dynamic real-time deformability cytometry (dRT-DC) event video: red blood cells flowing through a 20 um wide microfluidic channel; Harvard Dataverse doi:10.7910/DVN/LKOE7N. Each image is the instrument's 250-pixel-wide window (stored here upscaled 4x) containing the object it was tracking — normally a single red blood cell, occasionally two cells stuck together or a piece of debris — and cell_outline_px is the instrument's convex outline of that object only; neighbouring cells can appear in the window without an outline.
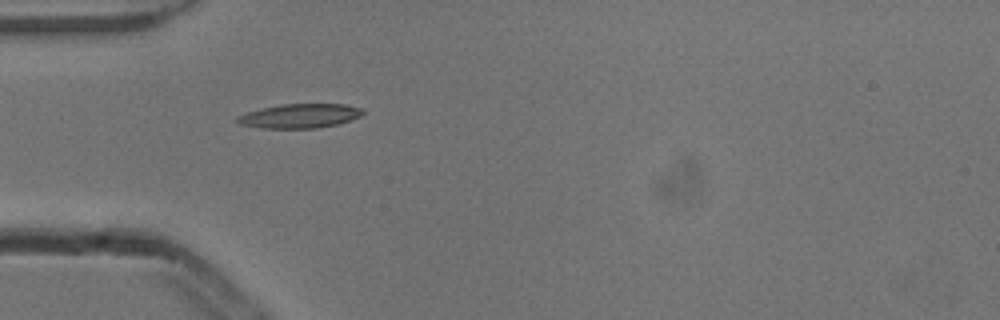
{"species": "common noctule bat (a hibernating species)", "species_latin": "Nyctalus noctula", "temperature_condition": "cold", "stored_images_in_passage": 2, "camera_frame_rate_fps": 3000, "um_per_image_px": 0.085, "animal": {"sex": "male", "body_mass_g": 13.3}, "frame": {"image": 1, "passage_image": 1, "time_ms": 0.0, "image_size_px": [1000, 320], "cell_outline_px": [[364, 112], [360, 116], [352, 120], [336, 124], [316, 128], [260, 128], [240, 124], [236, 120], [236, 116], [260, 108], [280, 104], [344, 104], [360, 108]], "centroid_in_image_um": [25.45, 9.85], "position_along_channel_um": 59.5, "area_um2": 17.69}}
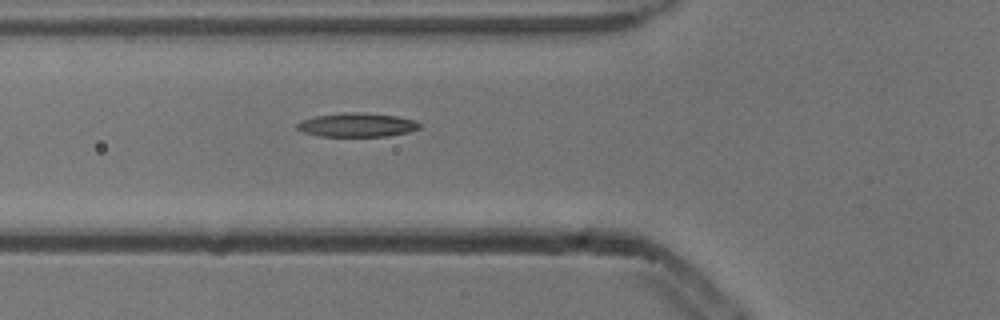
{"frame": {"image": 2, "passage_image": 2, "time_ms": 0.333, "image_size_px": [1000, 320], "cell_outline_px": [[420, 128], [408, 132], [388, 136], [320, 136], [304, 132], [296, 128], [296, 124], [300, 120], [316, 116], [344, 112], [360, 112], [396, 116], [416, 120], [420, 124]], "centroid_in_image_um": [30.34, 10.61], "position_along_channel_um": 95.5, "area_um2": 17.05}}